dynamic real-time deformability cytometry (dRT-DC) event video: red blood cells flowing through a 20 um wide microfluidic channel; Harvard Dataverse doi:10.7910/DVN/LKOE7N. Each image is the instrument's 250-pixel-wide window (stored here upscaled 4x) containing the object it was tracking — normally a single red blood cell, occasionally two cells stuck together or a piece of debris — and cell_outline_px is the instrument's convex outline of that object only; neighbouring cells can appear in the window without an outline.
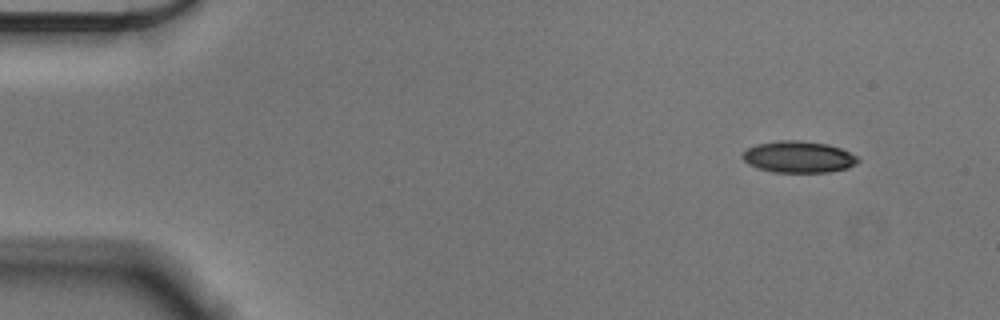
{"species": "Egyptian fruit bat (a non-hibernating species)", "species_latin": "Rousettus aegyptiacus", "temperature_condition": "cold", "stored_images_in_passage": 10, "camera_frame_rate_fps": 3000, "um_per_image_px": 0.085, "animal": {"sex": "male"}, "frame": {"image": 1, "passage_image": 1, "time_ms": 0.0, "image_size_px": [1000, 320], "cell_outline_px": [[860, 160], [856, 164], [848, 168], [828, 172], [772, 172], [748, 164], [740, 156], [748, 148], [756, 144], [780, 140], [800, 140], [828, 144], [840, 148], [856, 156]], "centroid_in_image_um": [67.87, 13.33], "position_along_channel_um": 17.1, "area_um2": 21.21}}